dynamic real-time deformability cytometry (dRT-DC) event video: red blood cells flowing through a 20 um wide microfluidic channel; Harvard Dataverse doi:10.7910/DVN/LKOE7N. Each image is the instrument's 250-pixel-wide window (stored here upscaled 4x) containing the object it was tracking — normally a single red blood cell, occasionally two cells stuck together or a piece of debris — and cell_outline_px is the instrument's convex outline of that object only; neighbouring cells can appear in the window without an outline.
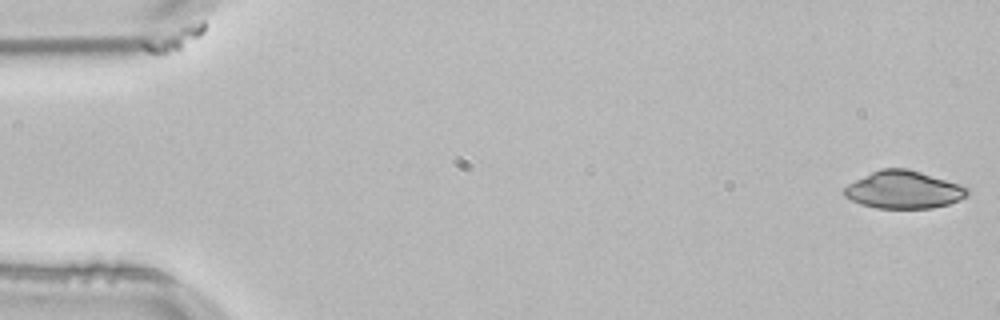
{"species": "common noctule bat (a hibernating species)", "species_latin": "Nyctalus noctula", "temperature_condition": "room temperature", "stored_images_in_passage": 5, "camera_frame_rate_fps": 3000, "um_per_image_px": 0.085, "animal": {"sex": "male", "body_mass_g": 21.5, "forearm_length_mm": 52.0}, "frame": {"image": 1, "passage_image": 1, "time_ms": 0.0, "image_size_px": [1000, 320], "cell_outline_px": [[972, 192], [968, 196], [948, 204], [932, 208], [876, 208], [860, 204], [844, 196], [844, 188], [848, 184], [880, 168], [908, 168], [960, 184], [968, 188]], "centroid_in_image_um": [76.84, 16.13], "position_along_channel_um": 8.2, "area_um2": 26.99}}